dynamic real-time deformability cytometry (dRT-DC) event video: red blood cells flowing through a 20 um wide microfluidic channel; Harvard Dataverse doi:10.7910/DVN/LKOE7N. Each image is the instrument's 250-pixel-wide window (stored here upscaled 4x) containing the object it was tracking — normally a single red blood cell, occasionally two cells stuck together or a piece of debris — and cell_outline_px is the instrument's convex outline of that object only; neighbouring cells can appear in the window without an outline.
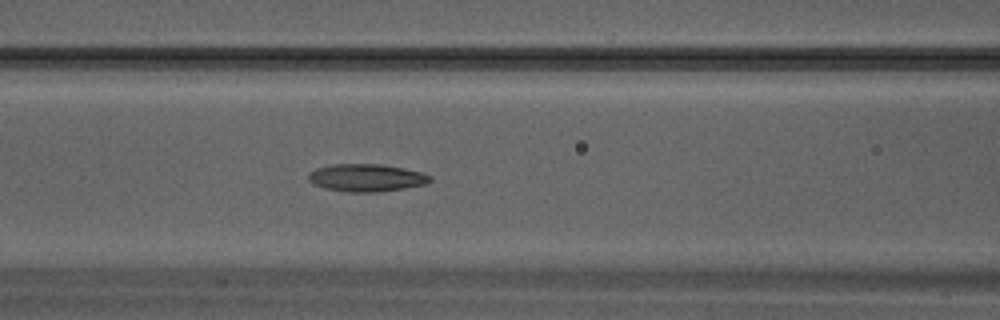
{"species": "Egyptian fruit bat (a non-hibernating species)", "species_latin": "Rousettus aegyptiacus", "temperature_condition": "warm", "stored_images_in_passage": 29, "camera_frame_rate_fps": 3000, "um_per_image_px": 0.085, "animal": {"sex": "male"}, "frame": {"image": 1, "passage_image": 11, "time_ms": 3.333, "image_size_px": [1000, 320], "cell_outline_px": [[432, 180], [424, 184], [404, 188], [376, 192], [344, 192], [324, 188], [312, 184], [308, 180], [308, 172], [316, 168], [332, 164], [380, 164], [404, 168], [420, 172], [432, 176]], "centroid_in_image_um": [31.09, 15.11], "position_along_channel_um": 135.5, "area_um2": 19.65}}
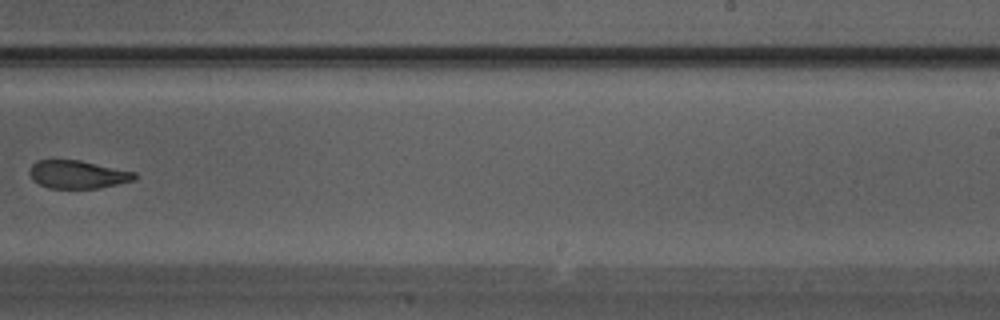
{"frame": {"image": 2, "passage_image": 18, "time_ms": 5.667, "image_size_px": [1000, 320], "cell_outline_px": [[136, 180], [96, 188], [48, 188], [32, 180], [28, 172], [32, 164], [36, 160], [80, 160], [136, 172]], "centroid_in_image_um": [6.58, 14.82], "position_along_channel_um": 282.4, "area_um2": 17.17}}
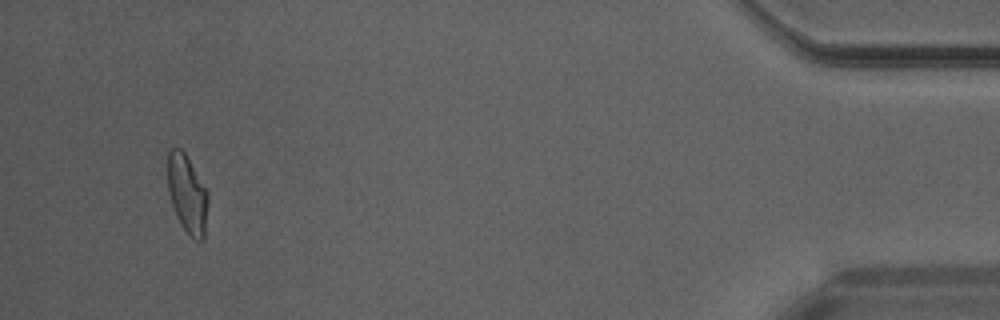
{"frame": {"image": 3, "passage_image": 28, "time_ms": 9.0, "image_size_px": [1000, 320], "cell_outline_px": [[208, 200], [204, 240], [192, 240], [188, 236], [180, 224], [172, 204], [168, 192], [168, 152], [172, 148], [180, 148], [184, 152], [208, 192]], "centroid_in_image_um": [15.92, 16.54], "position_along_channel_um": 419.3, "area_um2": 18.38}}